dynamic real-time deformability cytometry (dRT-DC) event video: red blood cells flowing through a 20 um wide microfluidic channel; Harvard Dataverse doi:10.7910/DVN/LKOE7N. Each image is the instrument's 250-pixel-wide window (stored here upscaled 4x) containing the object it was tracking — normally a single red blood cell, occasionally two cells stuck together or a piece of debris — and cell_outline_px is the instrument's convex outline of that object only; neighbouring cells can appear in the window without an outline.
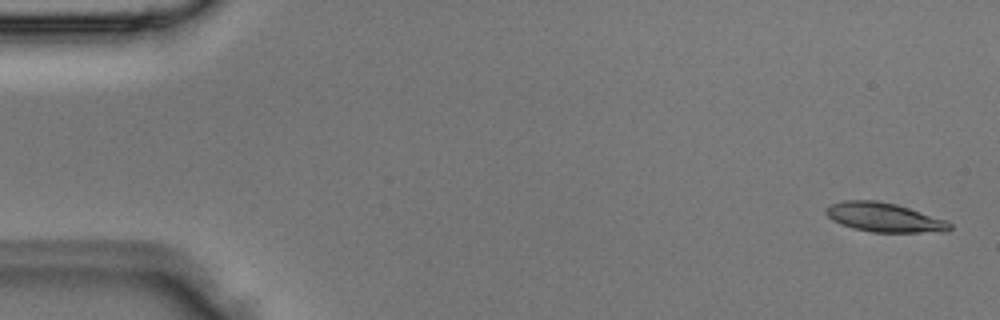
{"species": "Egyptian fruit bat (a non-hibernating species)", "species_latin": "Rousettus aegyptiacus", "temperature_condition": "room temperature", "stored_images_in_passage": 4, "camera_frame_rate_fps": 3000, "um_per_image_px": 0.085, "animal": {"sex": "male"}, "frame": {"image": 1, "passage_image": 1, "time_ms": 0.0, "image_size_px": [1000, 320], "cell_outline_px": [[952, 228], [948, 232], [872, 232], [852, 228], [840, 224], [832, 220], [824, 212], [824, 208], [832, 204], [844, 200], [876, 200], [896, 204], [948, 220], [952, 224]], "centroid_in_image_um": [75.18, 18.48], "position_along_channel_um": 9.8, "area_um2": 21.27}}